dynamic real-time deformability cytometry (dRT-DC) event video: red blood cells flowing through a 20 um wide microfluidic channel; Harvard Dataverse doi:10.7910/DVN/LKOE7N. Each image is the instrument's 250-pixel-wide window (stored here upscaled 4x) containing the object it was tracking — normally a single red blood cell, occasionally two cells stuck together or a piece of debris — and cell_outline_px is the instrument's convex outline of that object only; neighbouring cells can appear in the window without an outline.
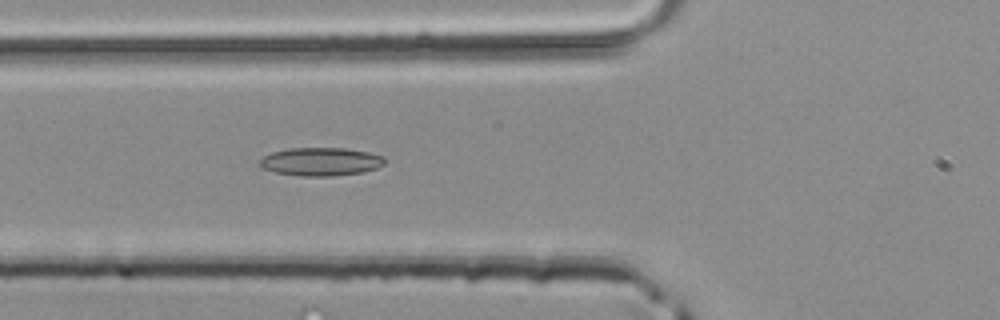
{"species": "common noctule bat (a hibernating species)", "species_latin": "Nyctalus noctula", "temperature_condition": "room temperature", "stored_images_in_passage": 31, "camera_frame_rate_fps": 3000, "um_per_image_px": 0.085, "animal": {"sex": "male", "body_mass_g": 20.4}, "frame": {"image": 1, "passage_image": 5, "time_ms": 1.333, "image_size_px": [1000, 320], "cell_outline_px": [[384, 164], [376, 168], [360, 172], [332, 176], [300, 176], [276, 172], [264, 168], [260, 164], [260, 160], [264, 156], [272, 152], [288, 148], [344, 148], [368, 152], [384, 156]], "centroid_in_image_um": [27.27, 13.73], "position_along_channel_um": 98.5, "area_um2": 20.35}}
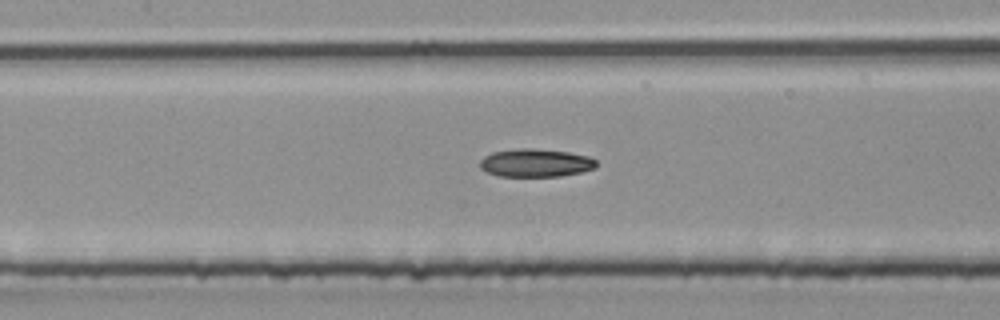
{"frame": {"image": 2, "passage_image": 9, "time_ms": 2.667, "image_size_px": [1000, 320], "cell_outline_px": [[596, 168], [580, 172], [560, 176], [500, 176], [488, 172], [480, 168], [480, 160], [484, 156], [492, 152], [520, 148], [532, 148], [568, 152], [588, 156], [596, 160]], "centroid_in_image_um": [45.52, 13.84], "position_along_channel_um": 161.9, "area_um2": 18.96}}
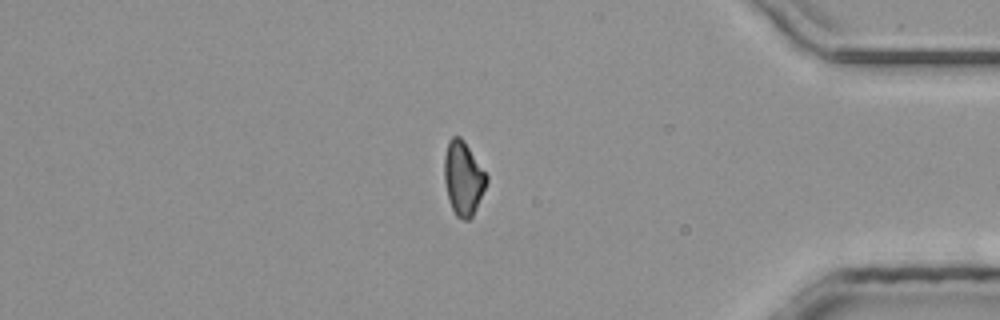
{"frame": {"image": 3, "passage_image": 26, "time_ms": 8.333, "image_size_px": [1000, 320], "cell_outline_px": [[488, 180], [476, 208], [472, 216], [468, 220], [464, 220], [456, 216], [452, 208], [448, 196], [444, 180], [444, 156], [448, 140], [452, 136], [460, 136], [464, 140], [488, 176]], "centroid_in_image_um": [39.36, 15.12], "position_along_channel_um": 395.8, "area_um2": 18.09}}